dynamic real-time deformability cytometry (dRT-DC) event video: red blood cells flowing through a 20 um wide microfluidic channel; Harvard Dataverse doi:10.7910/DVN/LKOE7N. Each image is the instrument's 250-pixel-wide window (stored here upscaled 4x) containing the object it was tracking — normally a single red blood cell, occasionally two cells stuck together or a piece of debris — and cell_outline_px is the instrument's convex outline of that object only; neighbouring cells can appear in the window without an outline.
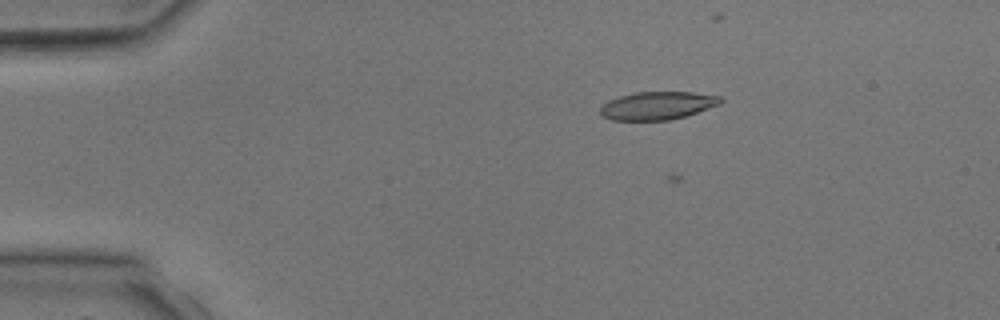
{"species": "common noctule bat (a hibernating species)", "species_latin": "Nyctalus noctula", "temperature_condition": "room temperature", "stored_images_in_passage": 4, "camera_frame_rate_fps": 3000, "um_per_image_px": 0.085, "animal": {"sex": "male", "body_mass_g": 17.9, "forearm_length_mm": 54.2}, "frame": {"image": 1, "passage_image": 2, "time_ms": 1.333, "image_size_px": [1000, 320], "cell_outline_px": [[724, 100], [720, 104], [684, 116], [668, 120], [612, 120], [604, 116], [600, 112], [600, 108], [608, 100], [620, 96], [636, 92], [692, 92], [720, 96]], "centroid_in_image_um": [55.89, 8.97], "position_along_channel_um": 29.1, "area_um2": 19.42}}